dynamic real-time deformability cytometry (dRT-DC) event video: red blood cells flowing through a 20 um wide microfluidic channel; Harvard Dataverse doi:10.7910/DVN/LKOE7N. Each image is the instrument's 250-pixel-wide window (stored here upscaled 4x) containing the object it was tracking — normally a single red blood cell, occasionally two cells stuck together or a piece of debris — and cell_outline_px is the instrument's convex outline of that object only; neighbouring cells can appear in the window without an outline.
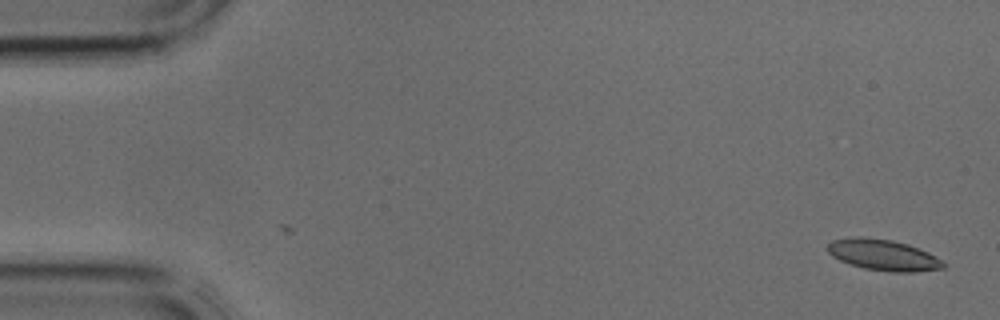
{"species": "common noctule bat (a hibernating species)", "species_latin": "Nyctalus noctula", "temperature_condition": "cold", "stored_images_in_passage": 3, "camera_frame_rate_fps": 3000, "um_per_image_px": 0.085, "animal": {"sex": "male", "body_mass_g": 17.9, "forearm_length_mm": 54.2}, "frame": {"image": 1, "passage_image": 1, "time_ms": 0.0, "image_size_px": [1000, 320], "cell_outline_px": [[944, 268], [912, 272], [892, 272], [864, 268], [840, 260], [832, 256], [828, 252], [828, 244], [832, 240], [856, 236], [864, 236], [892, 240], [908, 244], [928, 252], [936, 256], [944, 264]], "centroid_in_image_um": [75.06, 21.66], "position_along_channel_um": 9.9, "area_um2": 20.81}}
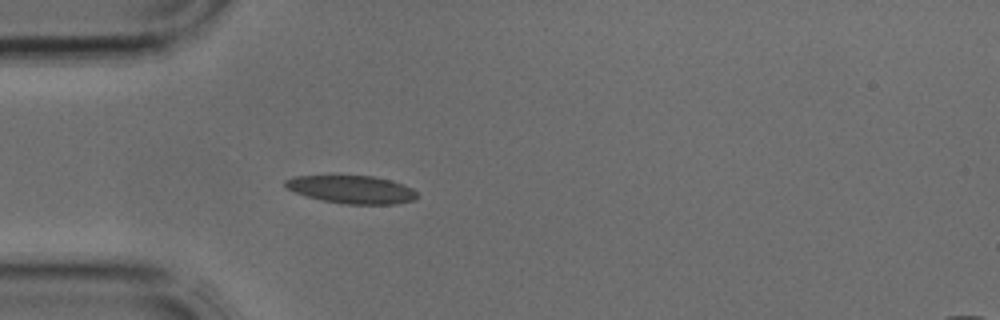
{"frame": {"image": 2, "passage_image": 3, "time_ms": 0.667, "image_size_px": [1000, 320], "cell_outline_px": [[416, 200], [396, 204], [344, 204], [320, 200], [284, 188], [284, 180], [292, 176], [372, 176], [388, 180], [412, 188], [416, 192]], "centroid_in_image_um": [29.86, 16.11], "position_along_channel_um": 55.1, "area_um2": 21.33}}